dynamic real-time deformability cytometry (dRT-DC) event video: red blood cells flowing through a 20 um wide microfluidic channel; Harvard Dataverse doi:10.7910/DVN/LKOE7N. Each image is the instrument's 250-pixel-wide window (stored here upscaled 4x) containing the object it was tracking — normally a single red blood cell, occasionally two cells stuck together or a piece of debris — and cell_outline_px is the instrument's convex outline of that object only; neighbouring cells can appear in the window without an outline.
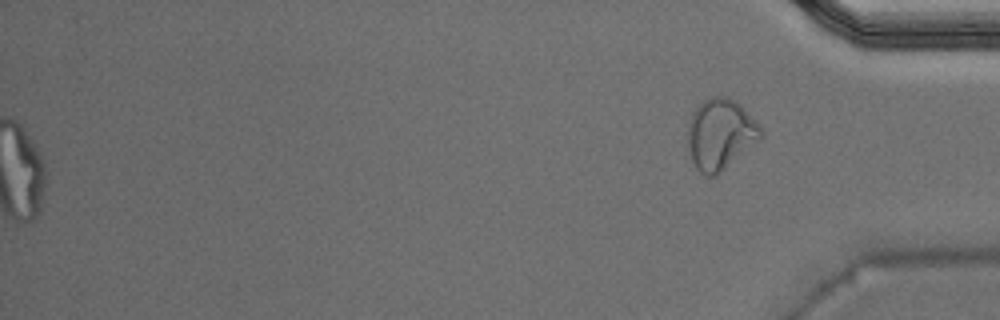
{"species": "Egyptian fruit bat (a non-hibernating species)", "species_latin": "Rousettus aegyptiacus", "temperature_condition": "warm", "stored_images_in_passage": 51, "segment_of_instrument_passage": [2, 2], "camera_frame_rate_fps": 3000, "um_per_image_px": 0.085, "animal": {"sex": "male"}, "frame": {"image": 1, "passage_image": 51, "time_ms": 16.667, "image_size_px": [1000, 320], "cell_outline_px": [[764, 136], [760, 140], [716, 176], [708, 176], [700, 172], [696, 168], [692, 160], [688, 144], [688, 124], [692, 112], [704, 100], [712, 96], [728, 96], [736, 100], [760, 124], [764, 132]], "centroid_in_image_um": [61.26, 11.39], "position_along_channel_um": 373.9, "area_um2": 30.35}}